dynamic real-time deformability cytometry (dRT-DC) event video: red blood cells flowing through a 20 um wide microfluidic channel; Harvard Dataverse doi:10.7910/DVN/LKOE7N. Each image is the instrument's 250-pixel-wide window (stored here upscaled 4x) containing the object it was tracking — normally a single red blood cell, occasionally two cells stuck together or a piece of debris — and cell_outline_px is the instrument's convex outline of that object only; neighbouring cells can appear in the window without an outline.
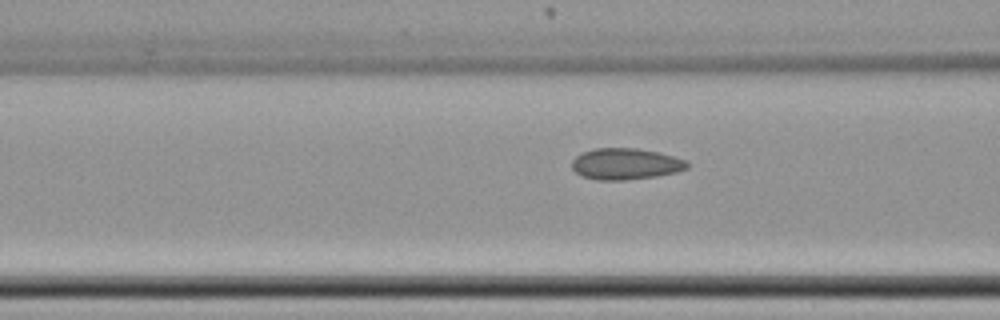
{"species": "common noctule bat (a hibernating species)", "species_latin": "Nyctalus noctula", "temperature_condition": "cold", "stored_images_in_passage": 20, "camera_frame_rate_fps": 3000, "um_per_image_px": 0.085, "animal": {"sex": "female", "body_mass_g": 22.7, "forearm_length_mm": 54.2}, "frame": {"image": 1, "passage_image": 17, "time_ms": 5.333, "image_size_px": [1000, 320], "cell_outline_px": [[688, 168], [676, 172], [656, 176], [624, 180], [596, 180], [580, 176], [572, 168], [572, 160], [576, 156], [584, 152], [596, 148], [636, 148], [660, 152], [688, 160]], "centroid_in_image_um": [53.19, 13.93], "position_along_channel_um": 113.4, "area_um2": 21.15}}